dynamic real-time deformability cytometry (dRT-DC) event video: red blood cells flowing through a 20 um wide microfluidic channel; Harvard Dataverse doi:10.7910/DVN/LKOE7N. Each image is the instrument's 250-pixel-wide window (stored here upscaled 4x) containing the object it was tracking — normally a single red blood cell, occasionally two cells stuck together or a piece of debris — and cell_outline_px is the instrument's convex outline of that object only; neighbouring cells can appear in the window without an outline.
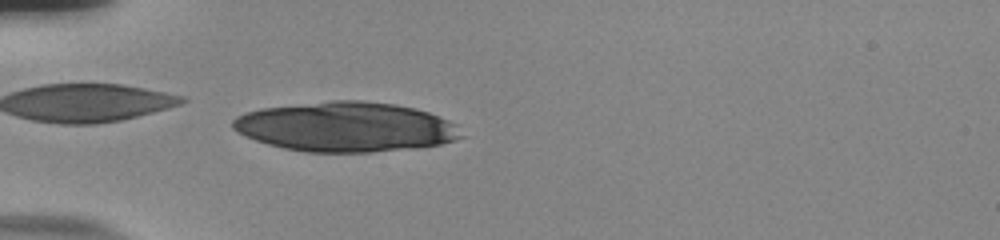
{"species": "human", "species_latin": "Homo sapiens", "temperature_condition": "room temperature", "stored_images_in_passage": 54, "camera_frame_rate_fps": 3000, "um_per_image_px": 0.085, "donor": {"sex": "male"}, "frame": {"image": 1, "passage_image": 17, "time_ms": 5.333, "image_size_px": [1000, 240], "cell_outline_px": [[468, 136], [456, 140], [440, 144], [416, 148], [372, 152], [304, 152], [284, 148], [268, 144], [244, 136], [236, 132], [232, 128], [232, 120], [236, 116], [244, 112], [260, 108], [332, 100], [360, 100], [396, 104], [416, 108], [428, 112], [448, 120], [456, 124]], "centroid_in_image_um": [29.41, 10.78], "position_along_channel_um": 55.6, "area_um2": 66.87}}